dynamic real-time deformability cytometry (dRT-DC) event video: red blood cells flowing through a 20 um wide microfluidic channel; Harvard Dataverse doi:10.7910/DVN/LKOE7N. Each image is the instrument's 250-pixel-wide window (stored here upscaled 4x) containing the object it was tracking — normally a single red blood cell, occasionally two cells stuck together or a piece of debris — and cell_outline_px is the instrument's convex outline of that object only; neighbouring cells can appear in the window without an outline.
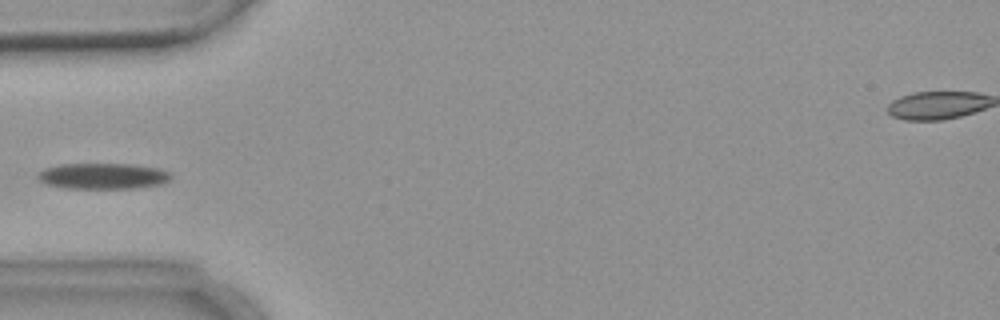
{"species": "common noctule bat (a hibernating species)", "species_latin": "Nyctalus noctula", "temperature_condition": "warm", "stored_images_in_passage": 6, "camera_frame_rate_fps": 3000, "um_per_image_px": 0.085, "animal": {"sex": "female", "body_mass_g": 18.4}, "frame": {"image": 1, "passage_image": 6, "time_ms": 6.0, "image_size_px": [1000, 320], "cell_outline_px": [[172, 176], [168, 180], [160, 184], [136, 188], [64, 188], [44, 184], [36, 176], [44, 168], [60, 164], [136, 164], [156, 168], [168, 172]], "centroid_in_image_um": [8.71, 14.96], "position_along_channel_um": 76.3, "area_um2": 20.06}}